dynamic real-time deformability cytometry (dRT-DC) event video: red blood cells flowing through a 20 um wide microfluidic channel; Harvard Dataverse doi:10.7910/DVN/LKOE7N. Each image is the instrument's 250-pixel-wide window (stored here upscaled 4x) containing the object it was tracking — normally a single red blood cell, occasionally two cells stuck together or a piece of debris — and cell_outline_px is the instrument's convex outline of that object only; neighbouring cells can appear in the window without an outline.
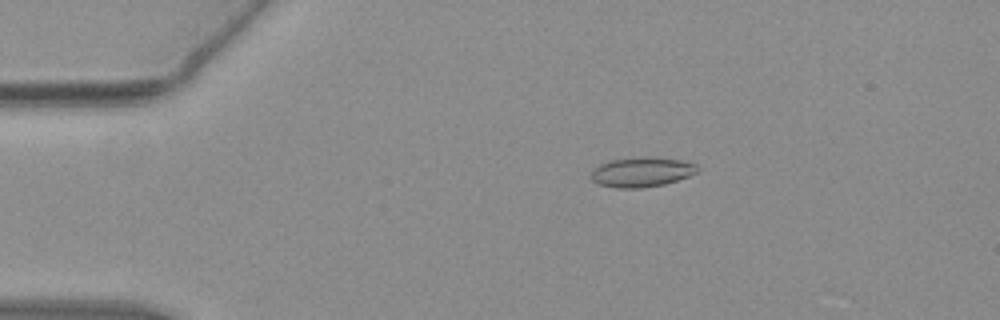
{"species": "common noctule bat (a hibernating species)", "species_latin": "Nyctalus noctula", "temperature_condition": "warm", "stored_images_in_passage": 54, "camera_frame_rate_fps": 3000, "um_per_image_px": 0.085, "animal": {"sex": "female", "body_mass_g": 19.3, "forearm_length_mm": 54.1}, "frame": {"image": 1, "passage_image": 11, "time_ms": 3.333, "image_size_px": [1000, 320], "cell_outline_px": [[696, 172], [688, 176], [664, 184], [640, 188], [616, 188], [600, 184], [592, 180], [592, 172], [600, 164], [612, 160], [640, 156], [680, 160], [696, 164]], "centroid_in_image_um": [54.52, 14.62], "position_along_channel_um": 30.5, "area_um2": 18.03}}
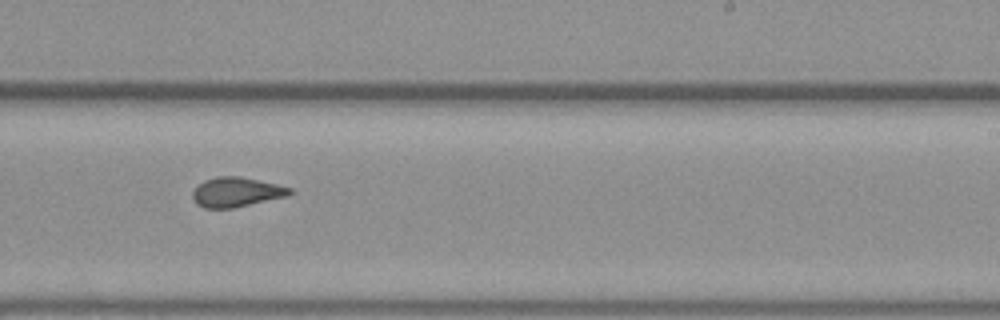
{"frame": {"image": 2, "passage_image": 34, "time_ms": 11.0, "image_size_px": [1000, 320], "cell_outline_px": [[292, 192], [288, 196], [232, 208], [204, 208], [196, 204], [192, 196], [192, 192], [204, 180], [216, 176], [240, 176], [276, 184], [292, 188]], "centroid_in_image_um": [20.08, 16.32], "position_along_channel_um": 268.9, "area_um2": 16.7}}
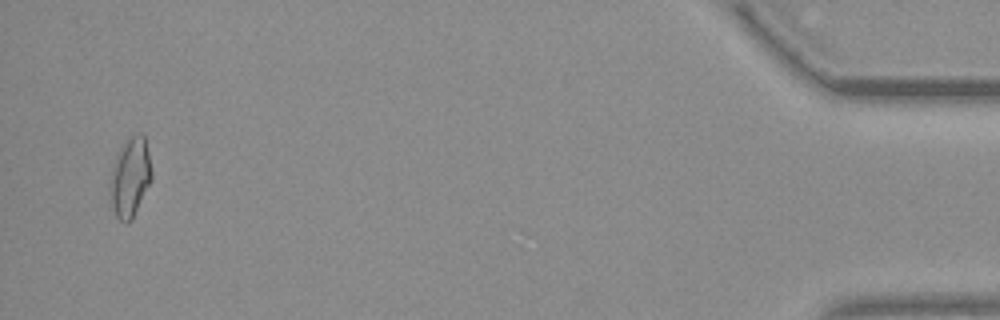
{"frame": {"image": 3, "passage_image": 53, "time_ms": 17.333, "image_size_px": [1000, 320], "cell_outline_px": [[152, 180], [132, 220], [120, 220], [116, 216], [108, 196], [108, 180], [116, 156], [120, 148], [128, 136], [140, 132], [144, 136], [148, 152], [152, 172]], "centroid_in_image_um": [11.04, 15.05], "position_along_channel_um": 424.2, "area_um2": 19.54}, "authors_computed_cell_mechanics": {"area_um2": 17.3978, "velocity_mm_per_s": 3.8302, "shape_relaxation_time_tau1_ms": null, "shape_relaxation_time_tau2_ms": 1.3553, "deformation_change_tau1": null, "deformation_change_tau2": 0.0904}}